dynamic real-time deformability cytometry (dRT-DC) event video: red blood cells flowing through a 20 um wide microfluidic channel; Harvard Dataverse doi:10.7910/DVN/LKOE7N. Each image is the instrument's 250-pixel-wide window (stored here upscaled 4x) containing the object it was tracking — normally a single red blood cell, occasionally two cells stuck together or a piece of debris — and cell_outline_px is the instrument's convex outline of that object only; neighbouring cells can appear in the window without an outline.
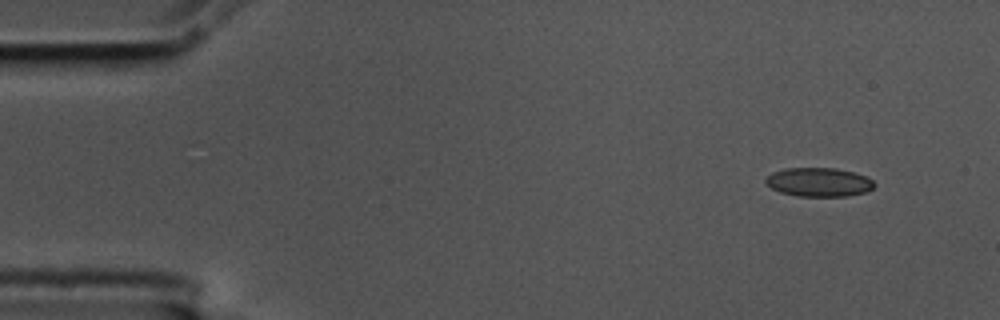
{"species": "common noctule bat (a hibernating species)", "species_latin": "Nyctalus noctula", "temperature_condition": "cold", "stored_images_in_passage": 53, "camera_frame_rate_fps": 3000, "um_per_image_px": 0.085, "animal": {"sex": "male", "body_mass_g": 17.5, "forearm_length_mm": 52.3}, "frame": {"image": 1, "passage_image": 1, "time_ms": 0.0, "image_size_px": [1000, 320], "cell_outline_px": [[876, 184], [868, 192], [848, 196], [796, 196], [780, 192], [764, 184], [764, 180], [772, 172], [784, 168], [836, 168], [852, 172], [864, 176], [872, 180]], "centroid_in_image_um": [69.58, 15.48], "position_along_channel_um": 15.4, "area_um2": 18.38}}
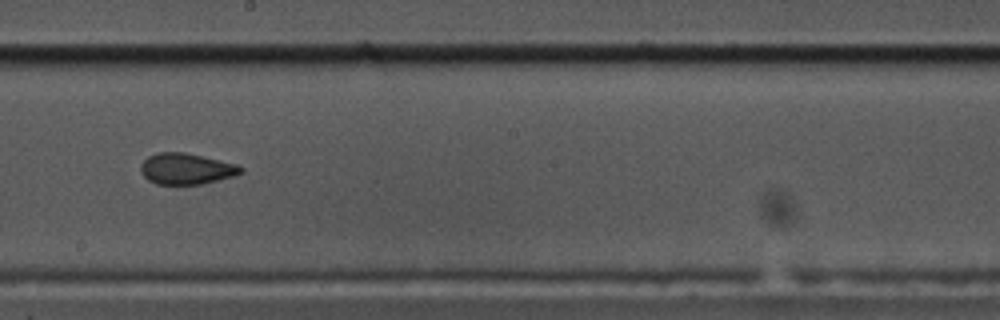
{"frame": {"image": 2, "passage_image": 28, "time_ms": 9.0, "image_size_px": [1000, 320], "cell_outline_px": [[244, 172], [232, 176], [200, 184], [156, 184], [148, 180], [140, 172], [140, 164], [148, 156], [156, 152], [184, 152], [236, 164], [244, 168]], "centroid_in_image_um": [15.79, 14.34], "position_along_channel_um": 232.4, "area_um2": 18.03}}
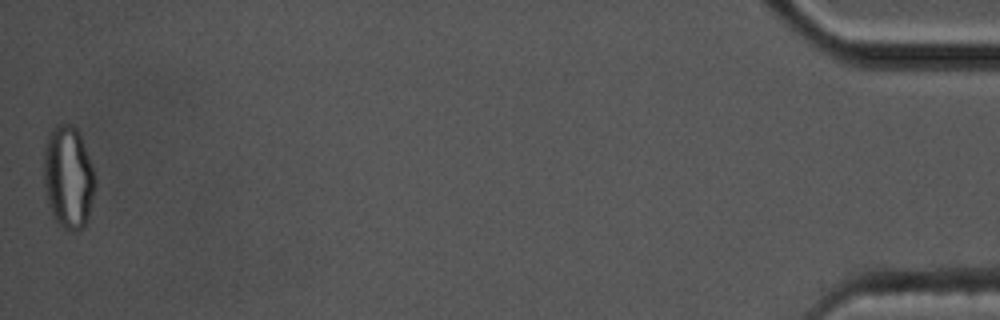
{"frame": {"image": 3, "passage_image": 53, "time_ms": 17.333, "image_size_px": [1000, 320], "cell_outline_px": [[96, 184], [88, 216], [84, 228], [76, 232], [72, 232], [64, 228], [56, 220], [48, 204], [44, 184], [44, 152], [48, 136], [52, 128], [56, 124], [72, 124], [80, 132], [96, 180]], "centroid_in_image_um": [5.81, 15.06], "position_along_channel_um": 429.4, "area_um2": 30.69}, "authors_computed_cell_mechanics": {"area_um2": 18.5538, "velocity_mm_per_s": 3.5161, "shape_relaxation_time_tau1_ms": null, "shape_relaxation_time_tau2_ms": 2.7454, "deformation_change_tau1": null, "deformation_change_tau2": 0.0643}}